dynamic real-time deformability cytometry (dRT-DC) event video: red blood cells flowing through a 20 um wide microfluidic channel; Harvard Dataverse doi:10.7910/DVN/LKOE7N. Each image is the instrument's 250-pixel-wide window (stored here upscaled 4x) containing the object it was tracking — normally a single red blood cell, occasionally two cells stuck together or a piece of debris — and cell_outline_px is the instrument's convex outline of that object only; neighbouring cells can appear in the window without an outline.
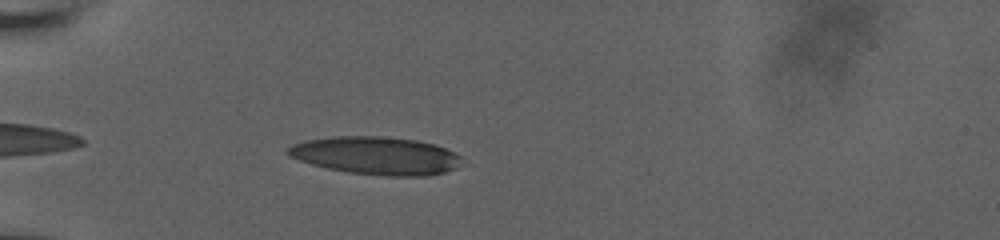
{"species": "human", "species_latin": "Homo sapiens", "temperature_condition": "room temperature", "stored_images_in_passage": 27, "camera_frame_rate_fps": 3000, "um_per_image_px": 0.085, "donor": {"sex": "male"}, "frame": {"image": 1, "passage_image": 3, "time_ms": 0.667, "image_size_px": [1000, 240], "cell_outline_px": [[460, 156], [456, 168], [444, 172], [428, 176], [388, 176], [348, 172], [328, 168], [312, 164], [288, 156], [284, 152], [292, 144], [304, 140], [332, 136], [380, 136], [416, 140], [436, 144]], "centroid_in_image_um": [31.91, 13.22], "position_along_channel_um": 53.1, "area_um2": 38.26}}
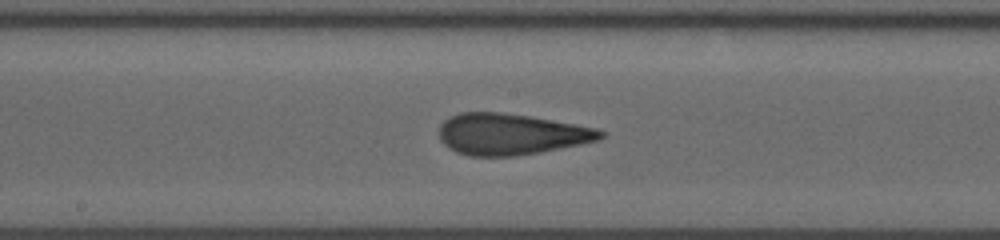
{"frame": {"image": 2, "passage_image": 17, "time_ms": 5.333, "image_size_px": [1000, 240], "cell_outline_px": [[604, 136], [600, 140], [540, 152], [516, 156], [468, 156], [456, 152], [448, 148], [440, 140], [440, 124], [448, 116], [460, 112], [500, 112], [528, 116], [576, 124], [596, 128], [604, 132]], "centroid_in_image_um": [43.39, 11.4], "position_along_channel_um": 204.8, "area_um2": 38.84}}
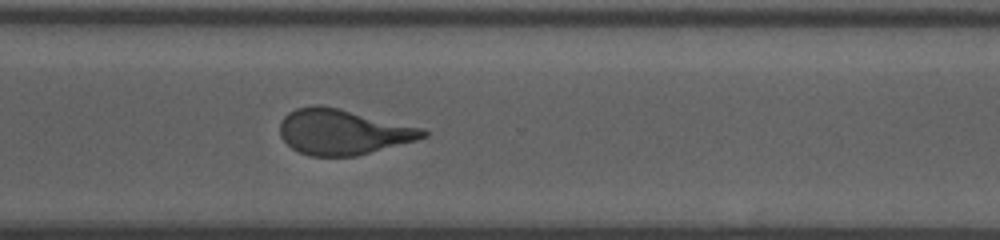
{"frame": {"image": 3, "passage_image": 27, "time_ms": 8.667, "image_size_px": [1000, 240], "cell_outline_px": [[428, 136], [416, 140], [356, 156], [308, 156], [292, 148], [280, 136], [280, 120], [288, 112], [296, 108], [316, 104], [320, 104], [424, 128], [428, 132]], "centroid_in_image_um": [29.12, 11.21], "position_along_channel_um": 341.5, "area_um2": 37.8}}